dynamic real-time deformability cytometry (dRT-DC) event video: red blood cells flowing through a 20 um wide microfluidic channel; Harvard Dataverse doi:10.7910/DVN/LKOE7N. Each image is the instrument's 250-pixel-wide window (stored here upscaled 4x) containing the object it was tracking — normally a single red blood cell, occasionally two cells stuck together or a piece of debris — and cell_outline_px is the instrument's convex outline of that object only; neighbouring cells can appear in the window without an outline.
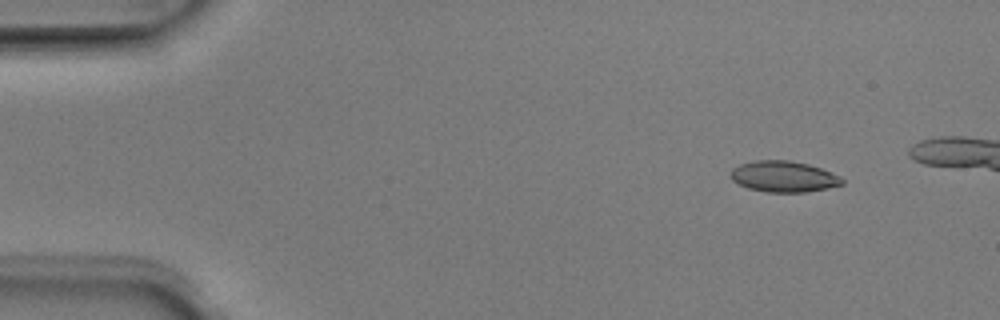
{"species": "Egyptian fruit bat (a non-hibernating species)", "species_latin": "Rousettus aegyptiacus", "temperature_condition": "room temperature", "stored_images_in_passage": 6, "camera_frame_rate_fps": 3000, "um_per_image_px": 0.085, "animal": {"sex": "male"}, "frame": {"image": 1, "passage_image": 2, "time_ms": 0.333, "image_size_px": [1000, 320], "cell_outline_px": [[844, 184], [828, 188], [804, 192], [764, 192], [748, 188], [732, 180], [732, 168], [740, 164], [756, 160], [788, 160], [808, 164], [820, 168], [840, 176], [844, 180]], "centroid_in_image_um": [66.62, 15.01], "position_along_channel_um": 18.4, "area_um2": 20.06}}